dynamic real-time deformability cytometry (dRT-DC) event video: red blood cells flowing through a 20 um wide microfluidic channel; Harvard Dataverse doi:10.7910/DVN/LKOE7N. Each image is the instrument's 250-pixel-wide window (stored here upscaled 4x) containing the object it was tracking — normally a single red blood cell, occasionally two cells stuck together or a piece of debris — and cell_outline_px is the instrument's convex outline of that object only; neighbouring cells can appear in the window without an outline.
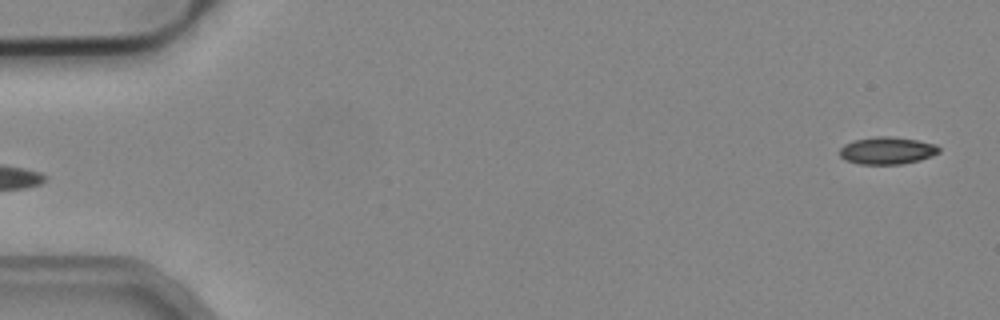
{"species": "common noctule bat (a hibernating species)", "species_latin": "Nyctalus noctula", "temperature_condition": "cold", "stored_images_in_passage": 4, "camera_frame_rate_fps": 3000, "um_per_image_px": 0.085, "animal": {"sex": "male", "body_mass_g": 19.2, "forearm_length_mm": 51.8}, "frame": {"image": 1, "passage_image": 1, "time_ms": 0.0, "image_size_px": [1000, 320], "cell_outline_px": [[940, 152], [920, 160], [900, 164], [860, 164], [844, 160], [840, 156], [840, 148], [844, 144], [852, 140], [876, 136], [892, 136], [916, 140], [936, 144], [940, 148]], "centroid_in_image_um": [75.38, 12.79], "position_along_channel_um": 9.6, "area_um2": 15.9}}
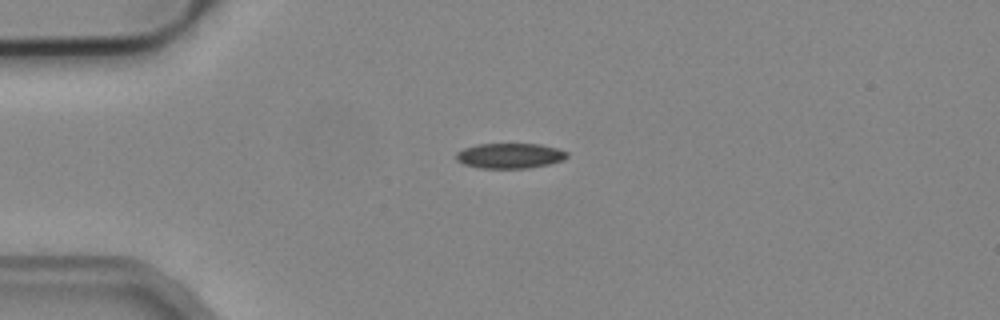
{"frame": {"image": 2, "passage_image": 4, "time_ms": 1.0, "image_size_px": [1000, 320], "cell_outline_px": [[568, 156], [564, 160], [548, 164], [528, 168], [480, 168], [464, 164], [456, 160], [456, 152], [464, 148], [476, 144], [540, 144], [556, 148], [568, 152]], "centroid_in_image_um": [43.33, 13.24], "position_along_channel_um": 41.7, "area_um2": 16.3}}